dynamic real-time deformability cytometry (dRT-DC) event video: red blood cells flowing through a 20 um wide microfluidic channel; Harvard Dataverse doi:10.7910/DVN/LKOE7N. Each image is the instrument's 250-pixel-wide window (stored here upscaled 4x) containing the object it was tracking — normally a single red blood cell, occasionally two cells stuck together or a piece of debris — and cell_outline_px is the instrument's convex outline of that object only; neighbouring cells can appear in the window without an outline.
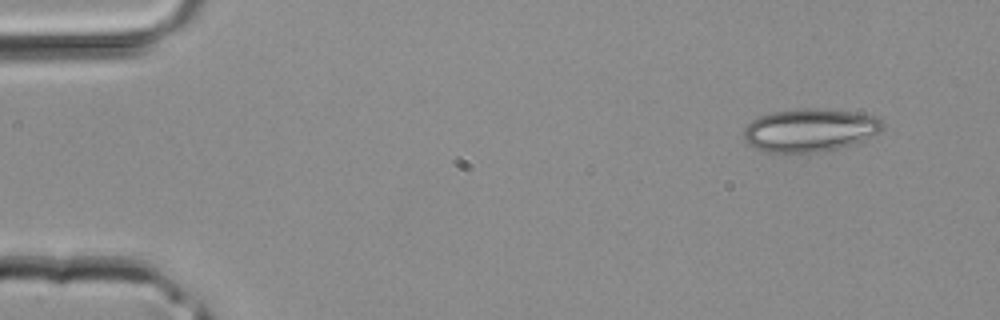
{"species": "common noctule bat (a hibernating species)", "species_latin": "Nyctalus noctula", "temperature_condition": "room temperature", "stored_images_in_passage": 39, "camera_frame_rate_fps": 3000, "um_per_image_px": 0.085, "animal": {"sex": "male", "body_mass_g": 20.4}, "frame": {"image": 1, "passage_image": 1, "time_ms": 0.0, "image_size_px": [1000, 320], "cell_outline_px": [[884, 128], [880, 132], [864, 140], [840, 148], [816, 152], [788, 156], [764, 152], [748, 144], [744, 140], [744, 128], [752, 120], [760, 116], [772, 112], [796, 108], [820, 108], [852, 112], [876, 116], [884, 124]], "centroid_in_image_um": [68.8, 11.1], "position_along_channel_um": 16.2, "area_um2": 35.72}}
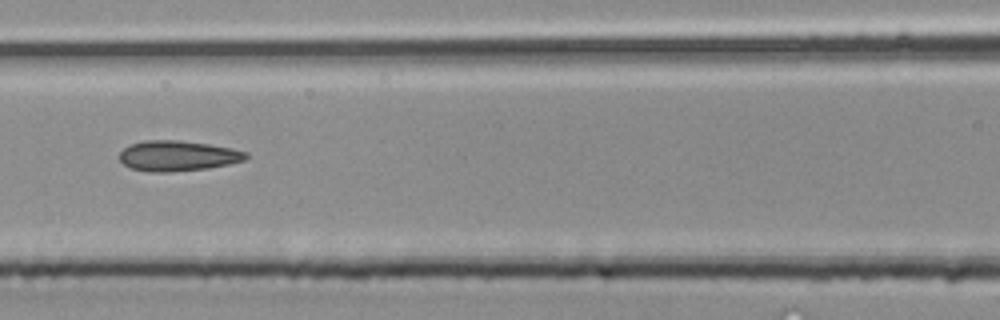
{"frame": {"image": 2, "passage_image": 16, "time_ms": 5.0, "image_size_px": [1000, 320], "cell_outline_px": [[248, 156], [244, 160], [228, 164], [208, 168], [168, 172], [148, 172], [132, 168], [124, 164], [120, 160], [120, 152], [128, 144], [144, 140], [180, 140], [208, 144], [232, 148], [248, 152]], "centroid_in_image_um": [15.09, 13.24], "position_along_channel_um": 151.5, "area_um2": 22.43}}
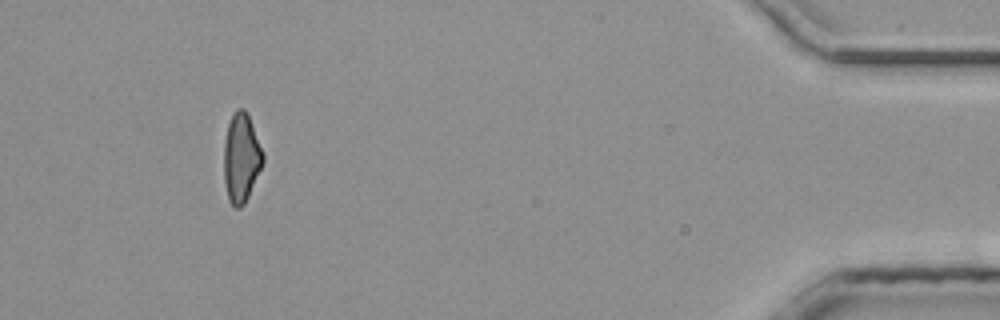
{"frame": {"image": 3, "passage_image": 36, "time_ms": 11.667, "image_size_px": [1000, 320], "cell_outline_px": [[264, 160], [248, 196], [244, 204], [240, 208], [232, 208], [228, 200], [224, 180], [224, 140], [228, 124], [232, 112], [236, 108], [244, 108], [248, 112], [264, 152]], "centroid_in_image_um": [20.5, 13.38], "position_along_channel_um": 414.7, "area_um2": 20.63}}